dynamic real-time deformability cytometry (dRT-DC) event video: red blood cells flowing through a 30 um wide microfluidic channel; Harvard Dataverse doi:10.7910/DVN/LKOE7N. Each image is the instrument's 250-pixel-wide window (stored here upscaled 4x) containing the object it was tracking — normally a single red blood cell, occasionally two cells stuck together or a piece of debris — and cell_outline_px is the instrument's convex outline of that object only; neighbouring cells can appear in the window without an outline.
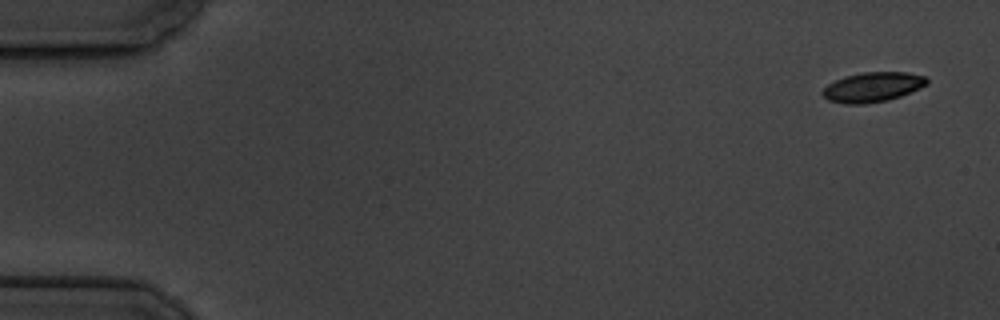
{"species": "common noctule bat (a hibernating species)", "species_latin": "Nyctalus noctula", "temperature_condition": "cold", "stored_images_in_passage": 6, "camera_frame_rate_fps": 3000, "um_per_image_px": 0.085, "animal": {"sex": "male", "body_mass_g": 19.5, "forearm_length_mm": 54.6}, "frame": {"image": 1, "passage_image": 1, "time_ms": 0.0, "image_size_px": [1000, 320], "cell_outline_px": [[928, 84], [920, 88], [900, 96], [888, 100], [864, 104], [844, 104], [828, 100], [820, 92], [828, 84], [844, 76], [860, 72], [908, 72], [928, 76]], "centroid_in_image_um": [74.19, 7.39], "position_along_channel_um": 10.8, "area_um2": 18.26}}
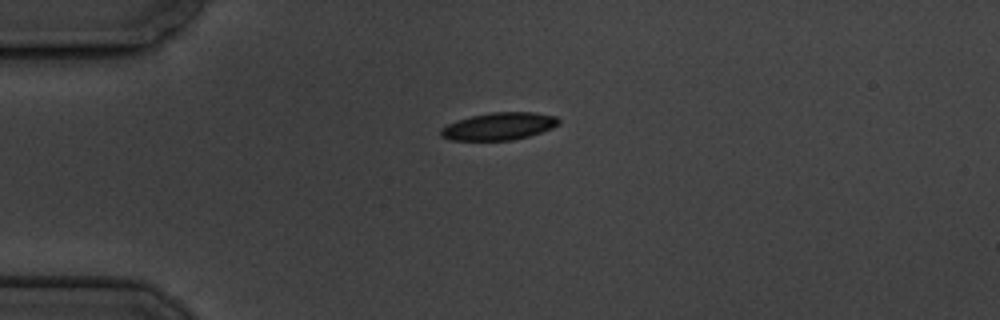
{"frame": {"image": 2, "passage_image": 4, "time_ms": 4.0, "image_size_px": [1000, 320], "cell_outline_px": [[560, 124], [552, 128], [528, 136], [512, 140], [452, 140], [440, 136], [440, 128], [456, 120], [472, 116], [492, 112], [536, 112], [556, 116], [560, 120]], "centroid_in_image_um": [42.42, 10.73], "position_along_channel_um": 42.6, "area_um2": 18.84}}
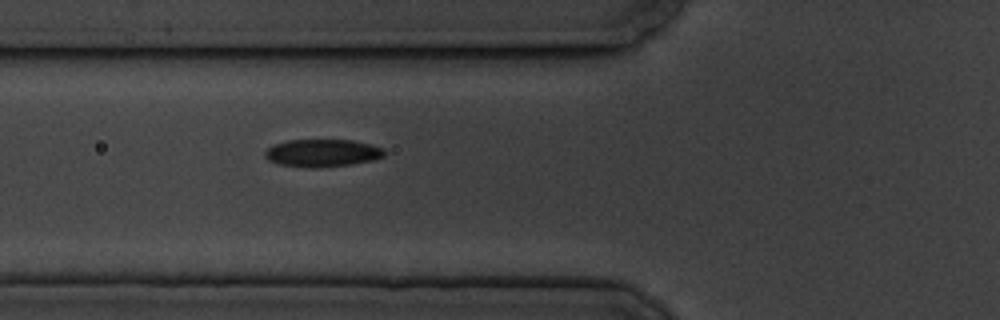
{"frame": {"image": 3, "passage_image": 6, "time_ms": 6.333, "image_size_px": [1000, 320], "cell_outline_px": [[384, 156], [372, 160], [352, 164], [320, 168], [308, 168], [280, 164], [268, 160], [264, 156], [264, 152], [272, 144], [288, 140], [352, 140], [384, 148]], "centroid_in_image_um": [27.36, 13.01], "position_along_channel_um": 98.4, "area_um2": 19.25}}